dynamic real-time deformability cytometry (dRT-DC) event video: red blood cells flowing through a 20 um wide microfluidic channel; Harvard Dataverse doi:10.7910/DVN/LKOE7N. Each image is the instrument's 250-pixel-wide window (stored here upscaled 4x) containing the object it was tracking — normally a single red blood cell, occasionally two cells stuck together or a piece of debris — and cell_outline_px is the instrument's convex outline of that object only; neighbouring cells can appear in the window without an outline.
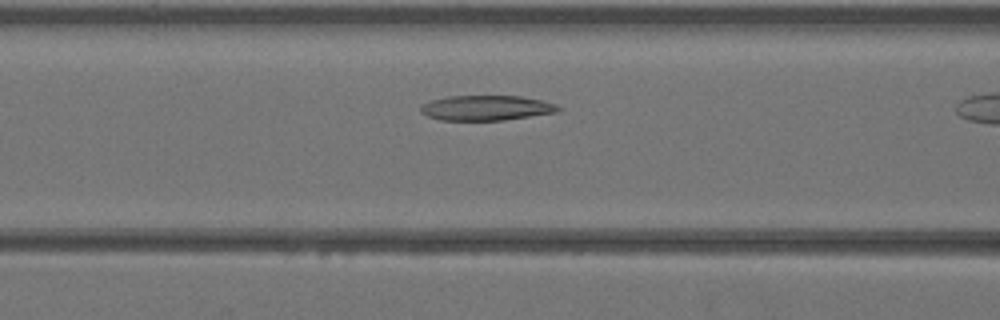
{"species": "Egyptian fruit bat (a non-hibernating species)", "species_latin": "Rousettus aegyptiacus", "temperature_condition": "warm", "stored_images_in_passage": 8, "camera_frame_rate_fps": 3000, "um_per_image_px": 0.085, "animal": {"sex": "female"}, "frame": {"image": 1, "passage_image": 4, "time_ms": 1.0, "image_size_px": [1000, 320], "cell_outline_px": [[560, 112], [504, 120], [440, 120], [428, 116], [420, 112], [420, 104], [432, 100], [448, 96], [520, 96], [540, 100], [556, 104], [560, 108]], "centroid_in_image_um": [41.32, 9.17], "position_along_channel_um": 125.3, "area_um2": 20.11}}
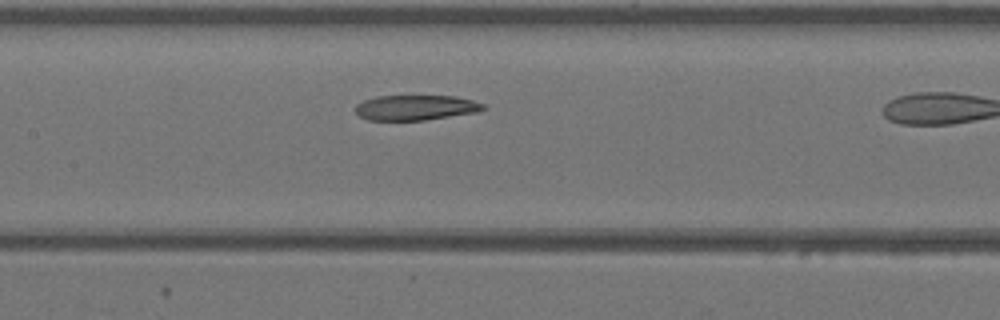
{"frame": {"image": 2, "passage_image": 7, "time_ms": 2.0, "image_size_px": [1000, 320], "cell_outline_px": [[488, 108], [480, 112], [424, 120], [368, 120], [360, 116], [356, 112], [356, 104], [364, 100], [376, 96], [456, 96], [472, 100], [484, 104]], "centroid_in_image_um": [35.38, 9.14], "position_along_channel_um": 172.0, "area_um2": 18.84}}